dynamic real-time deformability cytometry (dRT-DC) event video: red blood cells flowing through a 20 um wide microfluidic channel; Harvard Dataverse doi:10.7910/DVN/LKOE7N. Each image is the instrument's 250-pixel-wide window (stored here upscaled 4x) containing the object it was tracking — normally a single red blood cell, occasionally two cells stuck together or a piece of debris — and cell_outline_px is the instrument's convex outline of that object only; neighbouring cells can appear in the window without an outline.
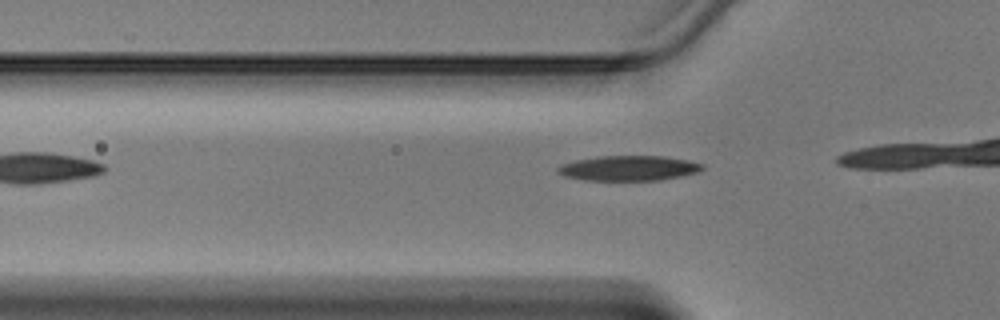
{"species": "Egyptian fruit bat (a non-hibernating species)", "species_latin": "Rousettus aegyptiacus", "temperature_condition": "warm", "stored_images_in_passage": 6, "camera_frame_rate_fps": 3000, "um_per_image_px": 0.085, "animal": {"sex": "male"}, "frame": {"image": 1, "passage_image": 2, "time_ms": 0.333, "image_size_px": [1000, 320], "cell_outline_px": [[704, 168], [700, 172], [660, 180], [584, 180], [564, 176], [556, 168], [560, 164], [576, 160], [600, 156], [664, 156], [688, 160], [704, 164]], "centroid_in_image_um": [53.47, 14.29], "position_along_channel_um": 72.3, "area_um2": 21.1}}
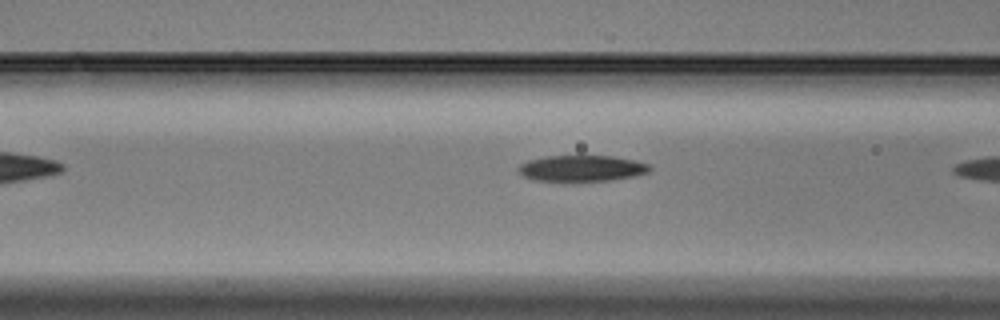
{"frame": {"image": 2, "passage_image": 5, "time_ms": 1.333, "image_size_px": [1000, 320], "cell_outline_px": [[652, 168], [648, 172], [632, 176], [612, 180], [576, 184], [564, 184], [532, 180], [524, 176], [516, 168], [520, 164], [528, 160], [544, 156], [612, 156], [632, 160], [648, 164]], "centroid_in_image_um": [49.36, 14.36], "position_along_channel_um": 117.2, "area_um2": 20.92}}